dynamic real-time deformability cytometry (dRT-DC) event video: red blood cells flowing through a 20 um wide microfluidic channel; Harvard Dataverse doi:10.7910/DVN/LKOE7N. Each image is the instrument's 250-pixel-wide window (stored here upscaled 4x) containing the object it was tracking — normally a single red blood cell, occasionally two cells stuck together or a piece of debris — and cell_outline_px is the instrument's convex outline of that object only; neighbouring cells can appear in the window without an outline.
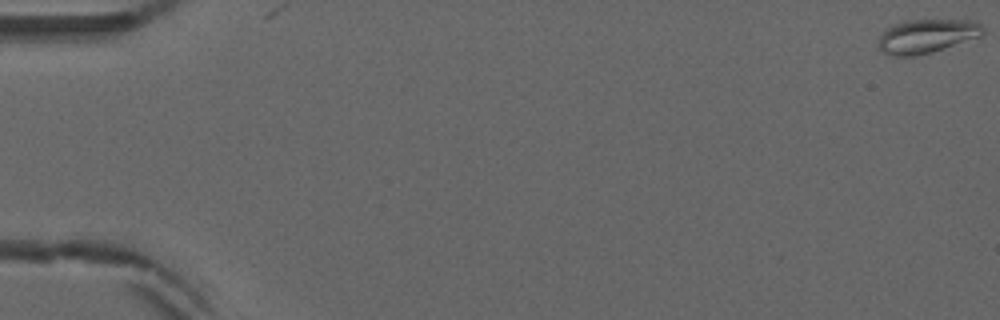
{"species": "common noctule bat (a hibernating species)", "species_latin": "Nyctalus noctula", "temperature_condition": "warm", "stored_images_in_passage": 2, "camera_frame_rate_fps": 3000, "um_per_image_px": 0.085, "animal": {"sex": "male", "forearm_length_mm": 52.5}, "frame": {"image": 1, "passage_image": 1, "time_ms": 0.0, "image_size_px": [1000, 320], "cell_outline_px": [[984, 36], [932, 52], [912, 56], [892, 56], [880, 52], [880, 36], [888, 28], [904, 20], [972, 20], [980, 24], [984, 28]], "centroid_in_image_um": [78.83, 3.07], "position_along_channel_um": 6.2, "area_um2": 20.63}}